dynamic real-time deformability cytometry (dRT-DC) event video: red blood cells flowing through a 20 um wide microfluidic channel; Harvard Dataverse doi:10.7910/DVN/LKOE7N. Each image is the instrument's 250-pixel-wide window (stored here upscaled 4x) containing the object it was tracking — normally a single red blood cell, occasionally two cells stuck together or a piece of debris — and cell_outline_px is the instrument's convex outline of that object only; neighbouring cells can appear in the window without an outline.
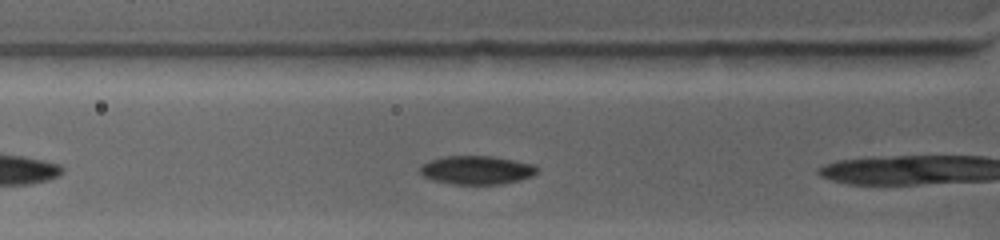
{"species": "common noctule bat (a hibernating species)", "species_latin": "Nyctalus noctula", "temperature_condition": "warm", "stored_images_in_passage": 8, "camera_frame_rate_fps": 4500, "um_per_image_px": 0.085, "animal": {"sex": "female", "body_mass_g": 19.0, "forearm_length_mm": 53.3}, "frame": {"image": 1, "passage_image": 4, "time_ms": 1.111, "image_size_px": [1000, 240], "cell_outline_px": [[536, 172], [532, 176], [520, 180], [504, 184], [452, 184], [432, 180], [424, 176], [420, 172], [420, 168], [424, 164], [432, 160], [448, 156], [492, 156], [532, 164], [536, 168]], "centroid_in_image_um": [40.52, 14.47], "position_along_channel_um": 85.3, "area_um2": 19.19}}